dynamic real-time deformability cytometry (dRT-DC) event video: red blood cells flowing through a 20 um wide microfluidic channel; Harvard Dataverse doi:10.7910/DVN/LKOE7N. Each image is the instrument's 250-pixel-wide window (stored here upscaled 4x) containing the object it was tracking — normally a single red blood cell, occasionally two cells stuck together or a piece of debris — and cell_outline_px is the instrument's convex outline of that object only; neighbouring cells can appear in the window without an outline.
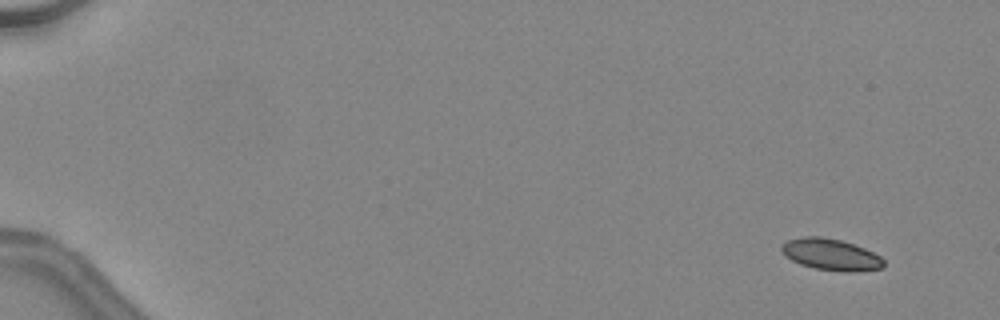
{"species": "common noctule bat (a hibernating species)", "species_latin": "Nyctalus noctula", "temperature_condition": "warm", "stored_images_in_passage": 46, "camera_frame_rate_fps": 3000, "um_per_image_px": 0.085, "animal": {"sex": "female", "body_mass_g": 24.6, "forearm_length_mm": 56.2}, "frame": {"image": 1, "passage_image": 2, "time_ms": 0.333, "image_size_px": [1000, 320], "cell_outline_px": [[884, 268], [856, 272], [844, 272], [816, 268], [800, 264], [784, 256], [780, 252], [780, 244], [788, 240], [804, 236], [820, 236], [840, 240], [864, 248], [880, 256], [884, 260]], "centroid_in_image_um": [70.6, 21.64], "position_along_channel_um": 14.4, "area_um2": 18.9}}
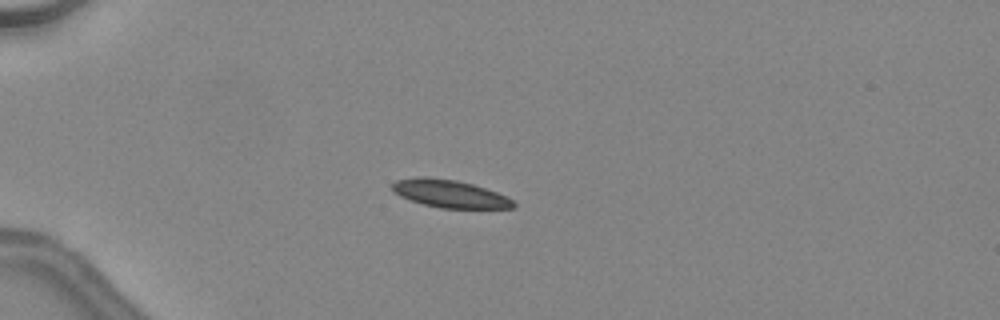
{"frame": {"image": 2, "passage_image": 13, "time_ms": 4.0, "image_size_px": [1000, 320], "cell_outline_px": [[516, 204], [512, 208], [440, 208], [424, 204], [400, 196], [392, 192], [392, 184], [396, 180], [416, 176], [424, 176], [456, 180], [472, 184], [496, 192], [512, 200]], "centroid_in_image_um": [38.17, 16.45], "position_along_channel_um": 46.8, "area_um2": 19.42}}
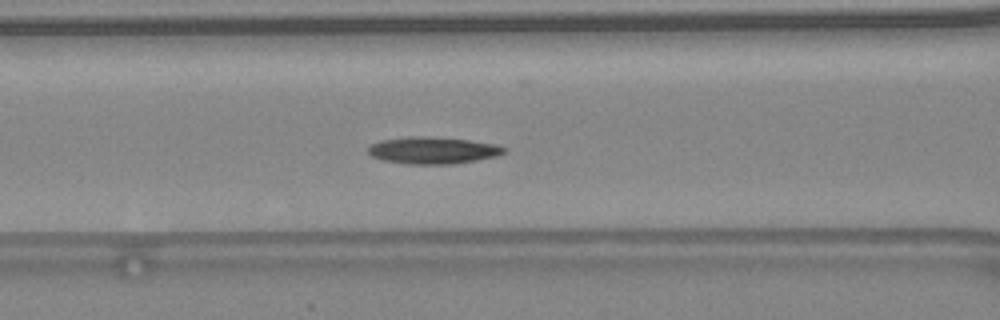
{"frame": {"image": 3, "passage_image": 21, "time_ms": 6.667, "image_size_px": [1000, 320], "cell_outline_px": [[508, 148], [504, 152], [496, 156], [476, 160], [452, 164], [408, 164], [384, 160], [372, 156], [368, 152], [368, 144], [380, 140], [408, 136], [424, 136], [468, 140], [496, 144]], "centroid_in_image_um": [36.76, 12.77], "position_along_channel_um": 129.8, "area_um2": 21.33}, "authors_computed_cell_mechanics": {"area_um2": 20.0277, "velocity_mm_per_s": 4.5184, "shape_relaxation_time_tau1_ms": 3.8088, "shape_relaxation_time_tau2_ms": 7.0857, "deformation_change_tau1": 0.1478, "deformation_change_tau2": 0.1721}}